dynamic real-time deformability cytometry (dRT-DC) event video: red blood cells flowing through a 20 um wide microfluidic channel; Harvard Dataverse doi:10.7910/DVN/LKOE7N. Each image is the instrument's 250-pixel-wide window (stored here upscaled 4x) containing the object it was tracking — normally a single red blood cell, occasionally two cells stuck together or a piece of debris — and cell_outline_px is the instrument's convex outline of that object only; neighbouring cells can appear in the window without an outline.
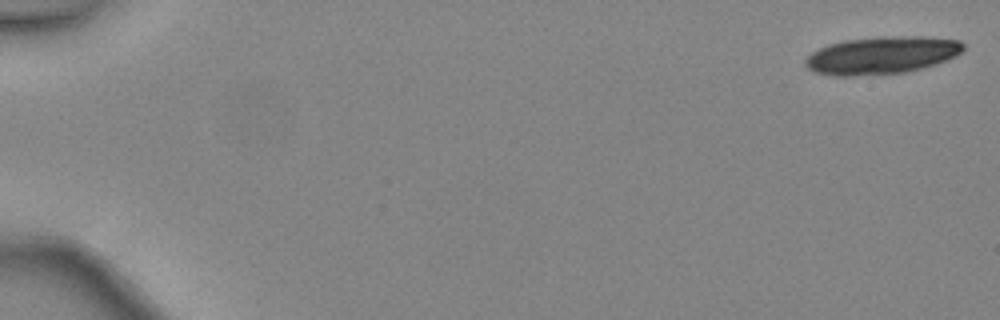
{"species": "common noctule bat (a hibernating species)", "species_latin": "Nyctalus noctula", "temperature_condition": "warm", "stored_images_in_passage": 20, "camera_frame_rate_fps": 3000, "um_per_image_px": 0.085, "animal": {"sex": "female", "body_mass_g": 24.6, "forearm_length_mm": 56.2}, "frame": {"image": 1, "passage_image": 1, "time_ms": 0.0, "image_size_px": [1000, 320], "cell_outline_px": [[964, 48], [956, 56], [936, 64], [904, 72], [852, 76], [836, 76], [816, 72], [808, 68], [804, 64], [804, 60], [812, 52], [828, 44], [844, 40], [880, 36], [924, 36], [960, 40], [964, 44]], "centroid_in_image_um": [74.94, 4.68], "position_along_channel_um": 10.1, "area_um2": 34.56}}